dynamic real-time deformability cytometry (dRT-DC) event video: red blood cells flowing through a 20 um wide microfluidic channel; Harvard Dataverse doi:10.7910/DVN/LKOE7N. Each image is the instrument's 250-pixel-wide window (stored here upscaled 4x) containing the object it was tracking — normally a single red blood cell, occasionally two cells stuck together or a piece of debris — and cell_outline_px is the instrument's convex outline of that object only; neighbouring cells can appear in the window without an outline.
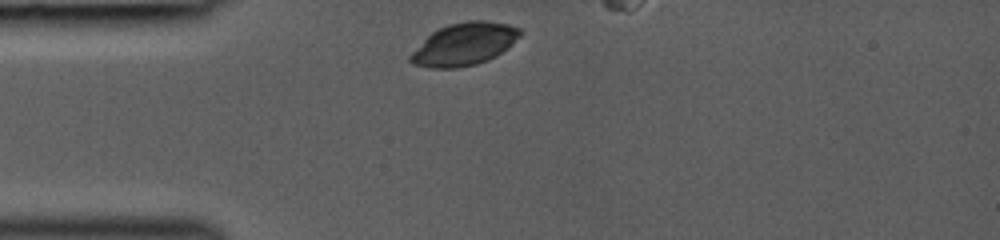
{"species": "common noctule bat (a hibernating species)", "species_latin": "Nyctalus noctula", "temperature_condition": "room temperature", "stored_images_in_passage": 29, "camera_frame_rate_fps": 3000, "um_per_image_px": 0.085, "animal": {"sex": "female", "body_mass_g": 19.0, "forearm_length_mm": 53.3}, "frame": {"image": 1, "passage_image": 1, "time_ms": 0.0, "image_size_px": [1000, 240], "cell_outline_px": [[524, 32], [520, 36], [496, 56], [488, 60], [476, 64], [456, 68], [432, 68], [412, 64], [408, 60], [408, 56], [432, 32], [448, 24], [468, 20], [484, 20], [508, 24], [520, 28]], "centroid_in_image_um": [39.46, 3.75], "position_along_channel_um": 45.5, "area_um2": 27.05}}
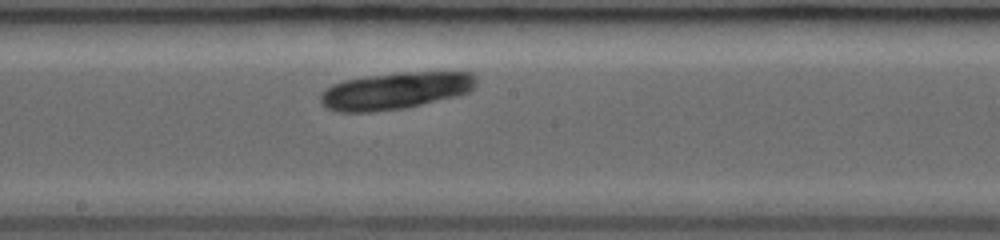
{"frame": {"image": 2, "passage_image": 14, "time_ms": 4.333, "image_size_px": [1000, 240], "cell_outline_px": [[476, 84], [468, 92], [404, 108], [372, 112], [336, 112], [320, 104], [320, 96], [324, 88], [332, 84], [344, 80], [400, 72], [472, 72], [476, 76]], "centroid_in_image_um": [33.55, 7.71], "position_along_channel_um": 214.7, "area_um2": 33.29}}
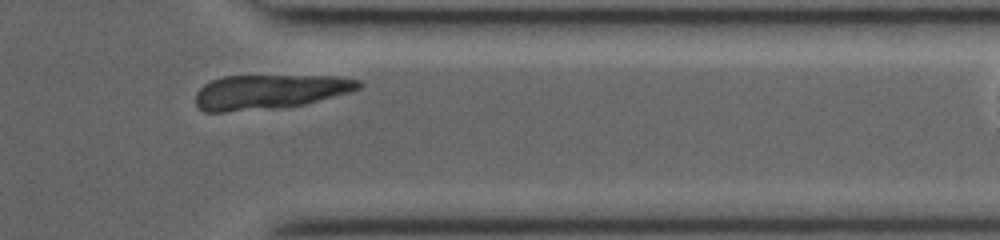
{"frame": {"image": 3, "passage_image": 26, "time_ms": 8.333, "image_size_px": [1000, 240], "cell_outline_px": [[364, 84], [360, 88], [352, 92], [304, 104], [284, 108], [224, 112], [204, 112], [196, 104], [196, 92], [204, 84], [212, 80], [224, 76], [336, 76], [360, 80]], "centroid_in_image_um": [22.94, 7.81], "position_along_channel_um": 388.5, "area_um2": 33.12}}